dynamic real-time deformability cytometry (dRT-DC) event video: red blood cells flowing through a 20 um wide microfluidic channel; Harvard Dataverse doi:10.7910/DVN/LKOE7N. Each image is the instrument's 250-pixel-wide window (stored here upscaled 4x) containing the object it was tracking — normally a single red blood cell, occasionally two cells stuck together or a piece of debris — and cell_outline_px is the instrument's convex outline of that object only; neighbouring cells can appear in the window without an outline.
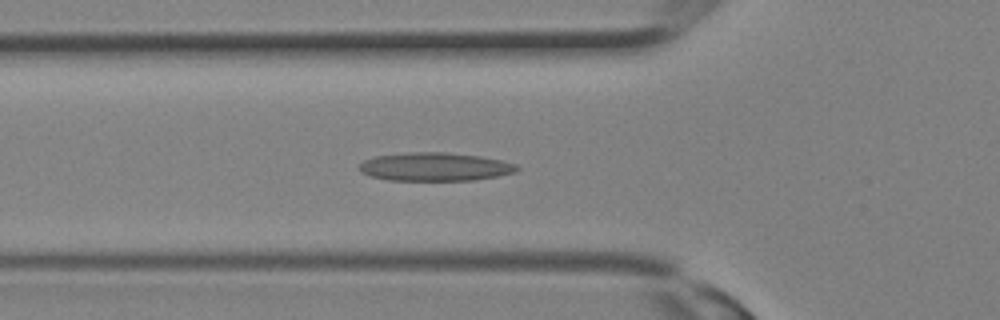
{"species": "Egyptian fruit bat (a non-hibernating species)", "species_latin": "Rousettus aegyptiacus", "temperature_condition": "room temperature", "stored_images_in_passage": 13, "camera_frame_rate_fps": 3000, "um_per_image_px": 0.085, "animal": {"sex": "female"}, "frame": {"image": 1, "passage_image": 5, "time_ms": 1.333, "image_size_px": [1000, 320], "cell_outline_px": [[520, 168], [516, 172], [476, 180], [388, 180], [372, 176], [360, 172], [360, 164], [364, 160], [372, 156], [408, 152], [444, 152], [480, 156], [500, 160], [516, 164]], "centroid_in_image_um": [36.96, 14.17], "position_along_channel_um": 88.8, "area_um2": 26.07}}
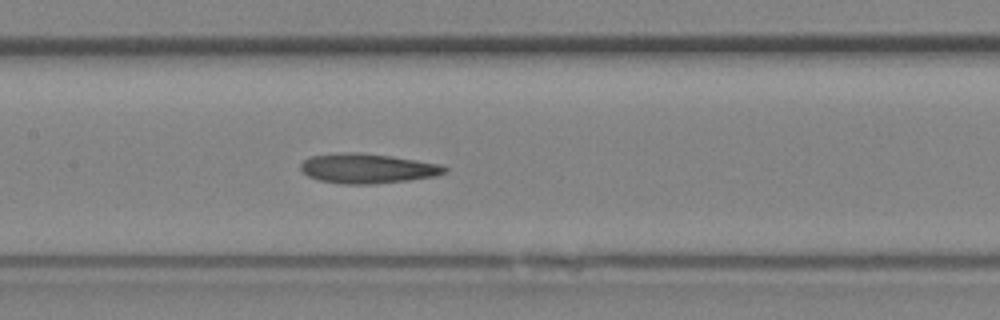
{"frame": {"image": 2, "passage_image": 9, "time_ms": 2.667, "image_size_px": [1000, 320], "cell_outline_px": [[448, 172], [436, 176], [408, 180], [372, 184], [340, 184], [320, 180], [308, 176], [300, 168], [300, 164], [308, 156], [348, 152], [356, 152], [392, 156], [440, 164], [448, 168]], "centroid_in_image_um": [31.24, 14.32], "position_along_channel_um": 176.2, "area_um2": 24.97}}
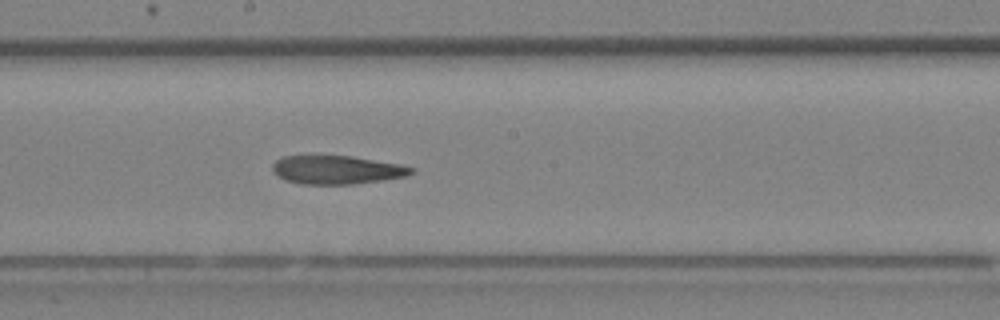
{"frame": {"image": 3, "passage_image": 11, "time_ms": 3.333, "image_size_px": [1000, 320], "cell_outline_px": [[416, 172], [408, 176], [352, 184], [300, 184], [284, 180], [272, 172], [272, 164], [276, 160], [284, 156], [312, 152], [352, 156], [400, 164], [416, 168]], "centroid_in_image_um": [28.57, 14.38], "position_along_channel_um": 219.6, "area_um2": 24.16}}